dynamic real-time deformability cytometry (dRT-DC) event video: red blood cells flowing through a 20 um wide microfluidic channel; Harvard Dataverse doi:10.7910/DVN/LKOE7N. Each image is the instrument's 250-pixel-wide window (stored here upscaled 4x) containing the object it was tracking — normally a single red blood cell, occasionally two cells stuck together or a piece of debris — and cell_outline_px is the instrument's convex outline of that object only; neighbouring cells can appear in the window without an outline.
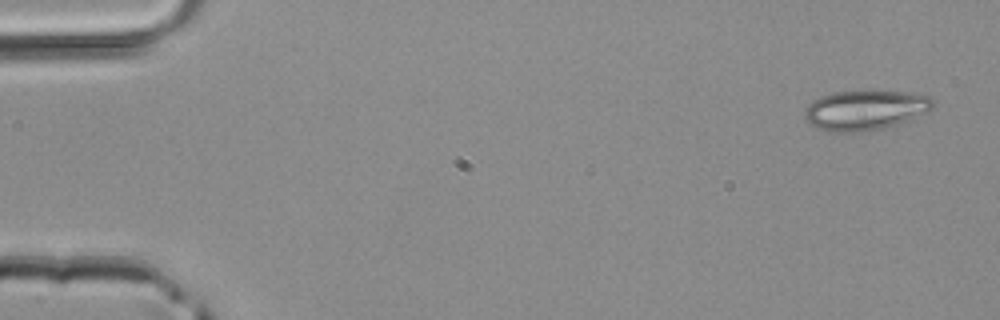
{"species": "common noctule bat (a hibernating species)", "species_latin": "Nyctalus noctula", "temperature_condition": "room temperature", "stored_images_in_passage": 4, "camera_frame_rate_fps": 3000, "um_per_image_px": 0.085, "animal": {"sex": "male", "body_mass_g": 20.4}, "frame": {"image": 1, "passage_image": 1, "time_ms": 0.0, "image_size_px": [1000, 320], "cell_outline_px": [[936, 104], [932, 108], [908, 120], [884, 128], [860, 132], [832, 132], [808, 124], [804, 116], [804, 112], [808, 104], [812, 100], [820, 96], [832, 92], [864, 88], [868, 88], [908, 92], [928, 96], [936, 100]], "centroid_in_image_um": [73.53, 9.3], "position_along_channel_um": 11.5, "area_um2": 30.75}}
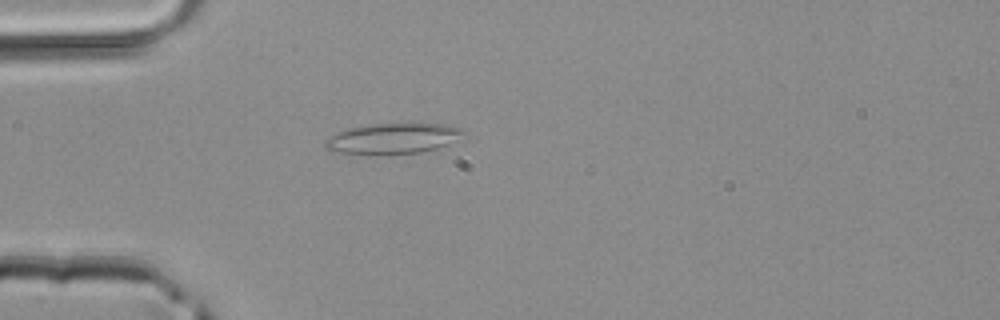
{"frame": {"image": 2, "passage_image": 4, "time_ms": 1.0, "image_size_px": [1000, 320], "cell_outline_px": [[468, 132], [456, 140], [448, 144], [436, 148], [420, 152], [340, 152], [324, 148], [324, 140], [348, 128], [376, 124], [420, 120], [448, 124], [464, 128]], "centroid_in_image_um": [33.57, 11.67], "position_along_channel_um": 51.4, "area_um2": 24.68}}